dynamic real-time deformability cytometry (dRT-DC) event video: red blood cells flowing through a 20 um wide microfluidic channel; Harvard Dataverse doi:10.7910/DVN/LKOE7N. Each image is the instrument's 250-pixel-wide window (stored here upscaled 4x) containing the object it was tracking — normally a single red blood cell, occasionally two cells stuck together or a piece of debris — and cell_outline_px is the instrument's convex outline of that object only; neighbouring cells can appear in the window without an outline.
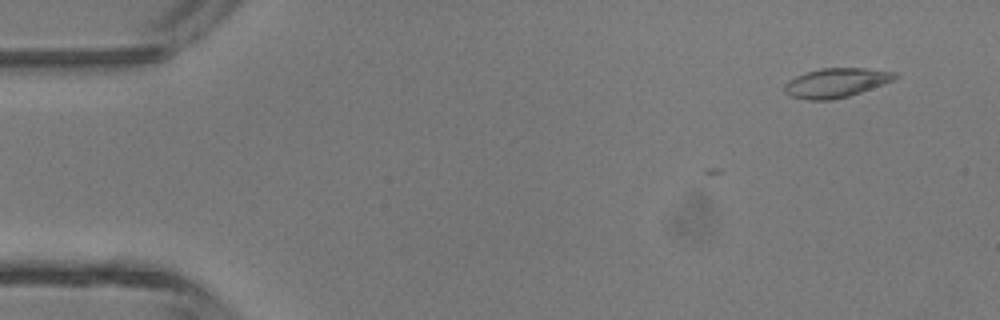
{"species": "common noctule bat (a hibernating species)", "species_latin": "Nyctalus noctula", "temperature_condition": "room temperature", "stored_images_in_passage": 4, "camera_frame_rate_fps": 3000, "um_per_image_px": 0.085, "animal": {"sex": "male", "body_mass_g": 13.3}, "frame": {"image": 1, "passage_image": 1, "time_ms": 0.0, "image_size_px": [1000, 320], "cell_outline_px": [[900, 76], [892, 80], [860, 92], [848, 96], [832, 100], [808, 100], [788, 96], [784, 92], [784, 84], [788, 80], [796, 76], [820, 68], [864, 68], [896, 72]], "centroid_in_image_um": [71.02, 7.04], "position_along_channel_um": 14.0, "area_um2": 18.79}}
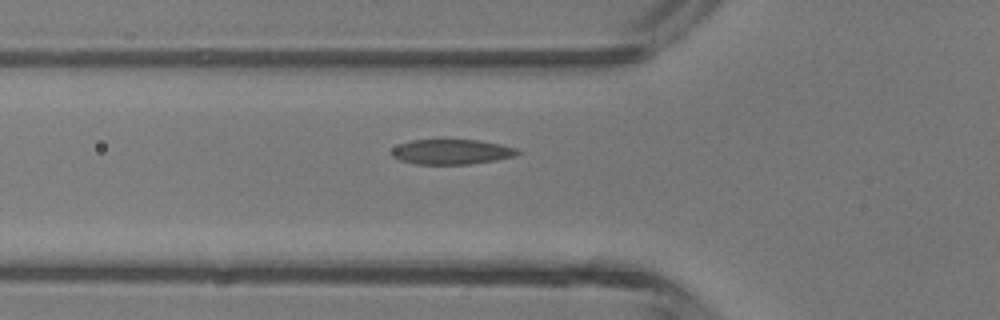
{"frame": {"image": 2, "passage_image": 4, "time_ms": 1.0, "image_size_px": [1000, 320], "cell_outline_px": [[520, 152], [516, 156], [496, 160], [468, 164], [416, 164], [400, 160], [392, 156], [392, 148], [400, 144], [412, 140], [476, 140], [500, 144], [516, 148]], "centroid_in_image_um": [38.39, 12.91], "position_along_channel_um": 87.4, "area_um2": 18.21}}